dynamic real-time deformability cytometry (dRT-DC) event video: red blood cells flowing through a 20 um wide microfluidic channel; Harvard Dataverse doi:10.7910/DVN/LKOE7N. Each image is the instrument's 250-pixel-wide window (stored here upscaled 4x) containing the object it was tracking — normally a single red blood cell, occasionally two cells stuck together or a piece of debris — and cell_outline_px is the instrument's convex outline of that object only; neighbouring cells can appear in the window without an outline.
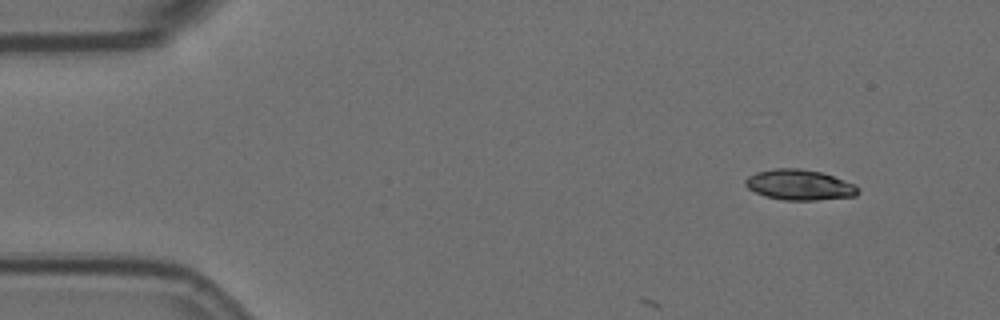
{"species": "Egyptian fruit bat (a non-hibernating species)", "species_latin": "Rousettus aegyptiacus", "temperature_condition": "room temperature", "stored_images_in_passage": 4, "camera_frame_rate_fps": 3000, "um_per_image_px": 0.085, "animal": {"sex": "female"}, "frame": {"image": 1, "passage_image": 1, "time_ms": 0.0, "image_size_px": [1000, 320], "cell_outline_px": [[860, 192], [856, 196], [816, 200], [784, 200], [764, 196], [748, 188], [744, 184], [744, 180], [748, 176], [756, 172], [776, 168], [800, 168], [820, 172], [844, 180], [860, 188]], "centroid_in_image_um": [67.94, 15.71], "position_along_channel_um": 17.1, "area_um2": 20.0}}
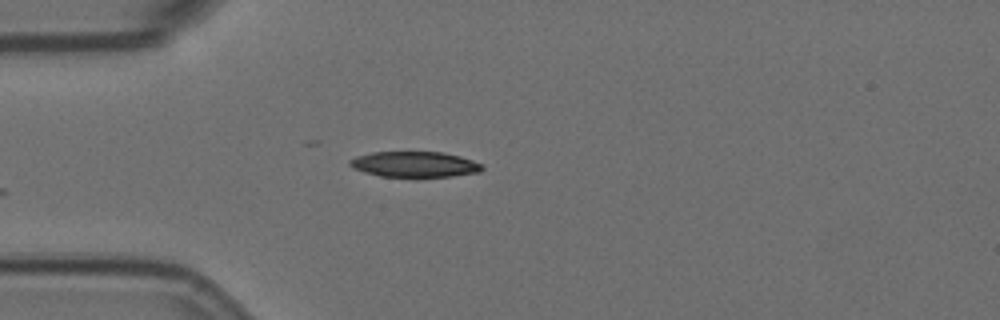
{"frame": {"image": 2, "passage_image": 4, "time_ms": 1.0, "image_size_px": [1000, 320], "cell_outline_px": [[484, 168], [480, 172], [452, 176], [416, 180], [380, 176], [364, 172], [352, 168], [348, 164], [348, 160], [356, 156], [372, 152], [444, 152], [460, 156], [484, 164]], "centroid_in_image_um": [35.25, 14.01], "position_along_channel_um": 49.8, "area_um2": 20.81}}